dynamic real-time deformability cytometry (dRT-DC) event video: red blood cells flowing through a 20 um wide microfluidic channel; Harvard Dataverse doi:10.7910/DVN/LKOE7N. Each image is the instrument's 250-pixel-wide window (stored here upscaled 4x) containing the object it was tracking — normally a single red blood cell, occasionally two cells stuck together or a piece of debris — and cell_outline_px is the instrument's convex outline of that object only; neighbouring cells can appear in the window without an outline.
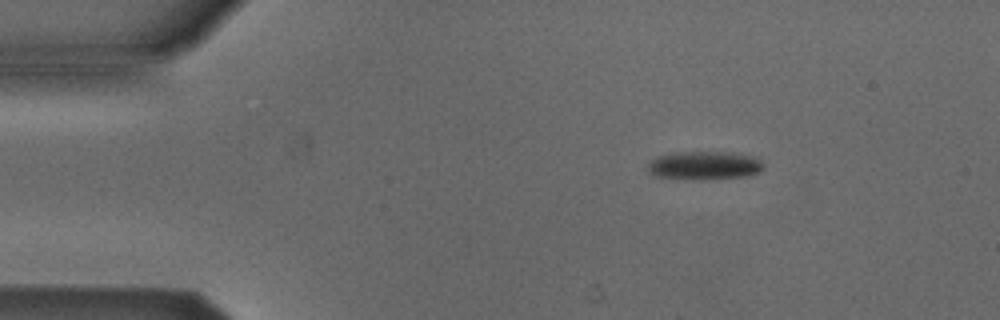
{"species": "Egyptian fruit bat (a non-hibernating species)", "species_latin": "Rousettus aegyptiacus", "temperature_condition": "cold", "stored_images_in_passage": 4, "camera_frame_rate_fps": 3000, "um_per_image_px": 0.085, "animal": {"sex": "male"}, "frame": {"image": 1, "passage_image": 1, "time_ms": 0.0, "image_size_px": [1000, 320], "cell_outline_px": [[764, 168], [760, 172], [748, 176], [712, 180], [692, 180], [656, 176], [648, 172], [648, 164], [656, 156], [672, 152], [728, 152], [756, 156], [764, 164]], "centroid_in_image_um": [59.9, 14.07], "position_along_channel_um": 25.1, "area_um2": 19.71}}